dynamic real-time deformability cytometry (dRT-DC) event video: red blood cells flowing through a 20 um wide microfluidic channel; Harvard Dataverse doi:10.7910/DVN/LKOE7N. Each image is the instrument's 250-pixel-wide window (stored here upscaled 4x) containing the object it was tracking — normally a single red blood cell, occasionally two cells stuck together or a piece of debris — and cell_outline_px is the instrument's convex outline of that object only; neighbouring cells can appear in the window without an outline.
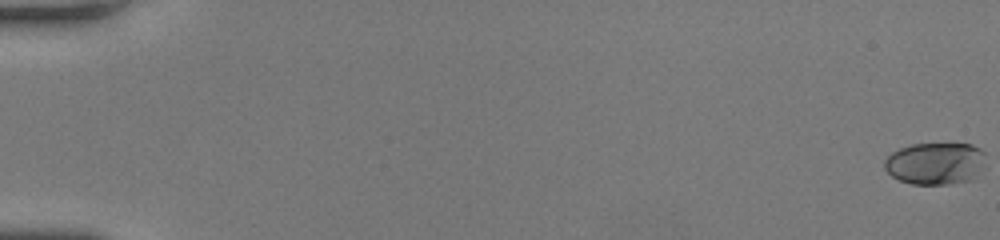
{"species": "human", "species_latin": "Homo sapiens", "temperature_condition": "room temperature", "stored_images_in_passage": 51, "camera_frame_rate_fps": 3000, "um_per_image_px": 0.085, "donor": {"sex": "female"}, "frame": {"image": 1, "passage_image": 1, "time_ms": 0.0, "image_size_px": [1000, 240], "cell_outline_px": [[984, 152], [968, 180], [948, 184], [912, 184], [900, 180], [892, 176], [884, 168], [884, 160], [892, 152], [900, 148], [912, 144], [972, 144], [980, 148]], "centroid_in_image_um": [79.35, 13.87], "position_along_channel_um": 5.7, "area_um2": 23.81}}
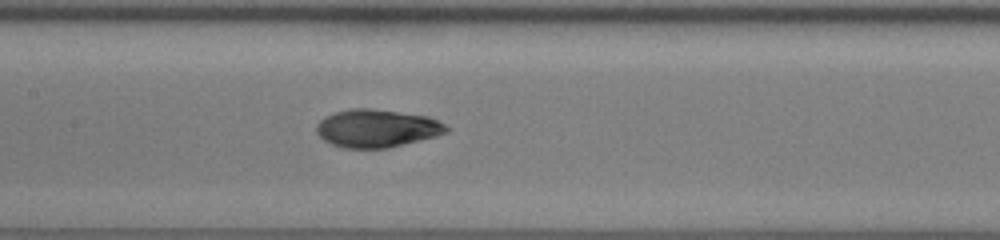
{"frame": {"image": 2, "passage_image": 28, "time_ms": 9.0, "image_size_px": [1000, 240], "cell_outline_px": [[448, 132], [436, 136], [388, 148], [344, 148], [332, 144], [324, 140], [316, 132], [316, 124], [324, 116], [336, 112], [352, 108], [372, 108], [428, 116], [444, 124], [448, 128]], "centroid_in_image_um": [32.01, 10.9], "position_along_channel_um": 175.4, "area_um2": 28.67}}
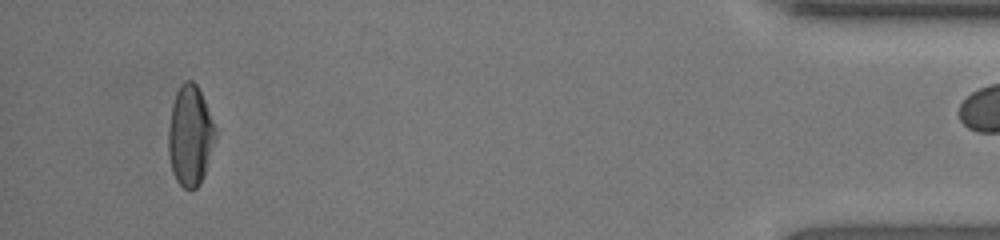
{"frame": {"image": 3, "passage_image": 50, "time_ms": 16.333, "image_size_px": [1000, 240], "cell_outline_px": [[216, 136], [204, 176], [200, 184], [196, 188], [184, 188], [176, 180], [172, 172], [168, 156], [168, 128], [172, 104], [176, 92], [180, 84], [184, 80], [192, 80], [196, 84], [204, 100], [216, 128]], "centroid_in_image_um": [16.15, 11.53], "position_along_channel_um": 419.1, "area_um2": 27.57}}